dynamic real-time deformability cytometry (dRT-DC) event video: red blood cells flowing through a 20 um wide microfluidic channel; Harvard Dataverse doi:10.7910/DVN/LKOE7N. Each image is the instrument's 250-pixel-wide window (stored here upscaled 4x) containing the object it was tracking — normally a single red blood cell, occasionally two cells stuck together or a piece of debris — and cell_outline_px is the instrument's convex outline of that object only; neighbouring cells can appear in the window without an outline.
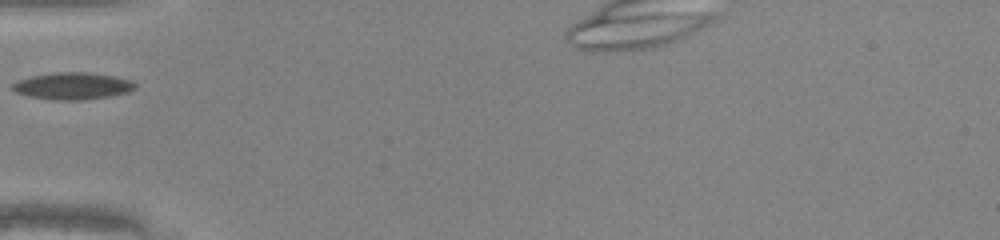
{"species": "common noctule bat (a hibernating species)", "species_latin": "Nyctalus noctula", "temperature_condition": "warm", "stored_images_in_passage": 30, "camera_frame_rate_fps": 3000, "um_per_image_px": 0.085, "animal": {"sex": "male", "body_mass_g": 20.0, "forearm_length_mm": 53.3}, "frame": {"image": 1, "passage_image": 1, "time_ms": 0.0, "image_size_px": [1000, 240], "cell_outline_px": [[136, 88], [128, 92], [108, 96], [80, 100], [52, 100], [28, 96], [16, 92], [12, 88], [12, 84], [16, 80], [32, 76], [56, 72], [88, 72], [112, 76], [132, 80], [136, 84]], "centroid_in_image_um": [6.15, 7.3], "position_along_channel_um": 78.8, "area_um2": 19.25}}
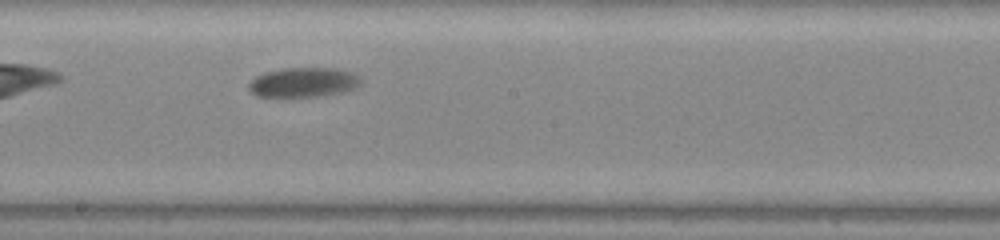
{"frame": {"image": 2, "passage_image": 12, "time_ms": 3.667, "image_size_px": [1000, 240], "cell_outline_px": [[360, 84], [356, 88], [344, 92], [320, 96], [256, 96], [248, 88], [248, 84], [256, 76], [264, 72], [280, 68], [336, 68], [360, 76]], "centroid_in_image_um": [25.79, 6.99], "position_along_channel_um": 222.4, "area_um2": 19.31}}
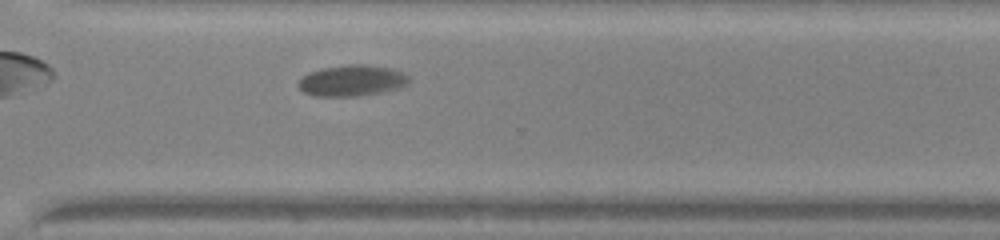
{"frame": {"image": 3, "passage_image": 21, "time_ms": 6.667, "image_size_px": [1000, 240], "cell_outline_px": [[408, 84], [400, 88], [360, 96], [316, 96], [304, 92], [296, 84], [308, 72], [324, 68], [352, 64], [360, 64], [392, 68], [404, 72], [408, 76]], "centroid_in_image_um": [29.93, 6.85], "position_along_channel_um": 340.7, "area_um2": 19.94}}